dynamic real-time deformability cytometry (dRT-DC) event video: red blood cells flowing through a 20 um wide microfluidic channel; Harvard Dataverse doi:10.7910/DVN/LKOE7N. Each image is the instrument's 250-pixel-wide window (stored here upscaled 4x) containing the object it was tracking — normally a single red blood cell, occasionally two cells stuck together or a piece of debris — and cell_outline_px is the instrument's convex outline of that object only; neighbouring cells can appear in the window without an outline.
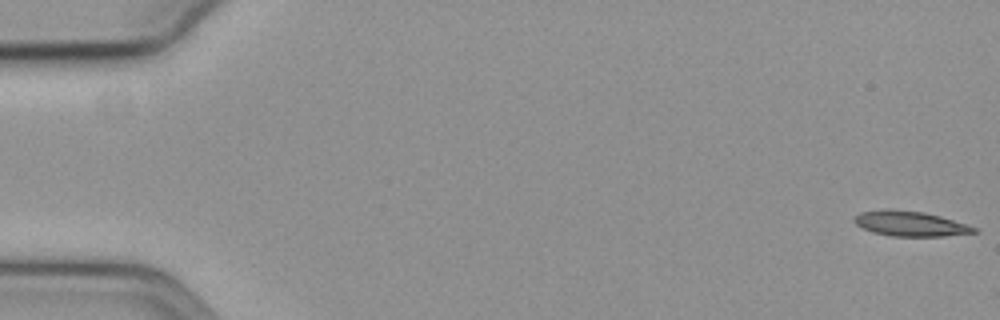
{"species": "common noctule bat (a hibernating species)", "species_latin": "Nyctalus noctula", "temperature_condition": "cold", "stored_images_in_passage": 10, "camera_frame_rate_fps": 3000, "um_per_image_px": 0.085, "animal": {"sex": "female", "body_mass_g": 19.3, "forearm_length_mm": 54.1}, "frame": {"image": 1, "passage_image": 1, "time_ms": 0.0, "image_size_px": [1000, 320], "cell_outline_px": [[980, 232], [944, 236], [892, 236], [872, 232], [856, 224], [852, 220], [852, 216], [860, 212], [884, 208], [892, 208], [924, 212], [940, 216], [976, 228]], "centroid_in_image_um": [77.3, 18.99], "position_along_channel_um": 7.7, "area_um2": 17.63}}